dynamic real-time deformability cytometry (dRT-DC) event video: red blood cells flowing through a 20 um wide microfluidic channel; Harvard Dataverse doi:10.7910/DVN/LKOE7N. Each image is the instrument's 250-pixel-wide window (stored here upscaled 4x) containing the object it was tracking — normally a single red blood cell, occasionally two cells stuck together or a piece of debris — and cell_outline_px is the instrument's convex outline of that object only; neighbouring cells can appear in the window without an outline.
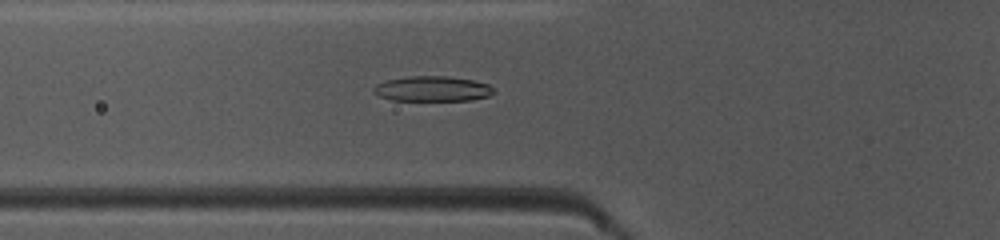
{"species": "common noctule bat (a hibernating species)", "species_latin": "Nyctalus noctula", "temperature_condition": "warm", "stored_images_in_passage": 49, "camera_frame_rate_fps": 3000, "um_per_image_px": 0.085, "animal": {"sex": "female", "body_mass_g": 10.0, "forearm_length_mm": 53.1}, "frame": {"image": 1, "passage_image": 18, "time_ms": 5.667, "image_size_px": [1000, 240], "cell_outline_px": [[496, 92], [488, 96], [472, 100], [392, 100], [380, 96], [372, 92], [372, 88], [376, 84], [388, 80], [408, 76], [448, 76], [472, 80], [488, 84]], "centroid_in_image_um": [36.75, 7.54], "position_along_channel_um": 89.1, "area_um2": 17.57}}
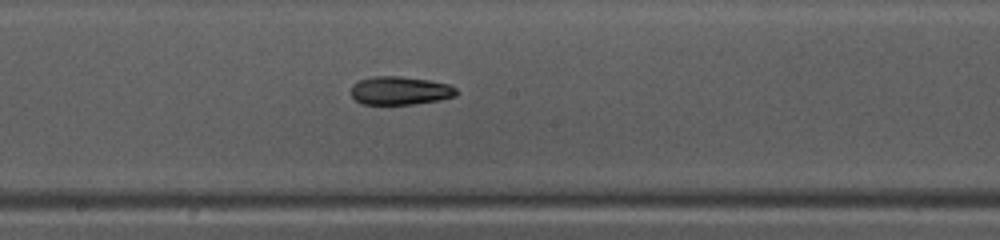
{"frame": {"image": 2, "passage_image": 27, "time_ms": 8.667, "image_size_px": [1000, 240], "cell_outline_px": [[456, 96], [440, 100], [412, 104], [360, 104], [352, 96], [352, 84], [360, 80], [372, 76], [400, 76], [428, 80], [448, 84], [456, 88]], "centroid_in_image_um": [33.99, 7.7], "position_along_channel_um": 214.2, "area_um2": 17.34}}
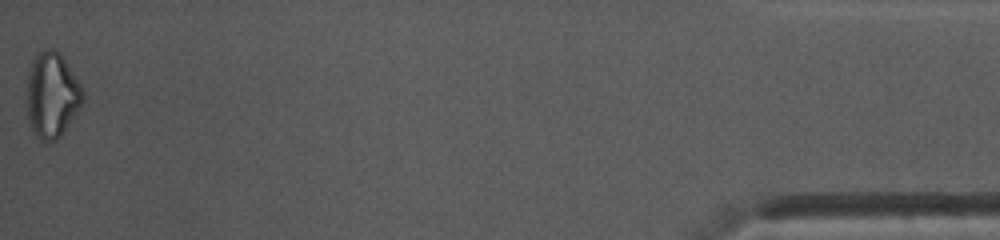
{"frame": {"image": 3, "passage_image": 49, "time_ms": 16.0, "image_size_px": [1000, 240], "cell_outline_px": [[84, 100], [80, 108], [60, 136], [56, 140], [40, 140], [32, 132], [28, 120], [28, 72], [36, 52], [48, 48], [52, 48], [60, 52], [80, 84], [84, 92]], "centroid_in_image_um": [4.42, 8.06], "position_along_channel_um": 430.8, "area_um2": 27.74}, "authors_computed_cell_mechanics": {"area_um2": 18.496, "velocity_mm_per_s": 4.1307, "shape_relaxation_time_tau1_ms": 8.9003, "shape_relaxation_time_tau2_ms": 6.4257, "deformation_change_tau1": 0.2057, "deformation_change_tau2": 0.1413}}